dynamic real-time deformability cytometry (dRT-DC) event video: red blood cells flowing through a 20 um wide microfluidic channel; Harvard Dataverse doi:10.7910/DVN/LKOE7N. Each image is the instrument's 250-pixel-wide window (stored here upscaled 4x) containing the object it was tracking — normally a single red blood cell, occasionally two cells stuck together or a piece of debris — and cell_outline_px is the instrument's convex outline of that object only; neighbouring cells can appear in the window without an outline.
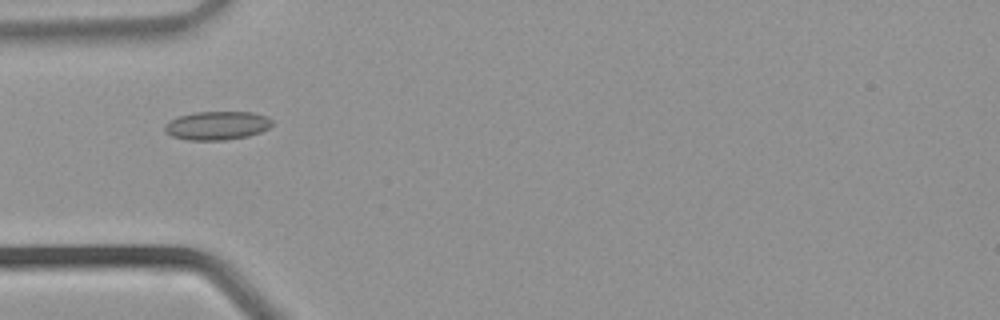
{"species": "common noctule bat (a hibernating species)", "species_latin": "Nyctalus noctula", "temperature_condition": "warm", "stored_images_in_passage": 35, "camera_frame_rate_fps": 3000, "um_per_image_px": 0.085, "animal": {"sex": "male", "body_mass_g": 21.5, "forearm_length_mm": 52.0}, "frame": {"image": 1, "passage_image": 11, "time_ms": 3.333, "image_size_px": [1000, 320], "cell_outline_px": [[272, 124], [268, 128], [260, 132], [248, 136], [224, 140], [188, 140], [172, 136], [164, 132], [164, 124], [176, 116], [196, 112], [252, 112], [264, 116], [272, 120]], "centroid_in_image_um": [18.4, 10.67], "position_along_channel_um": 66.6, "area_um2": 17.92}}
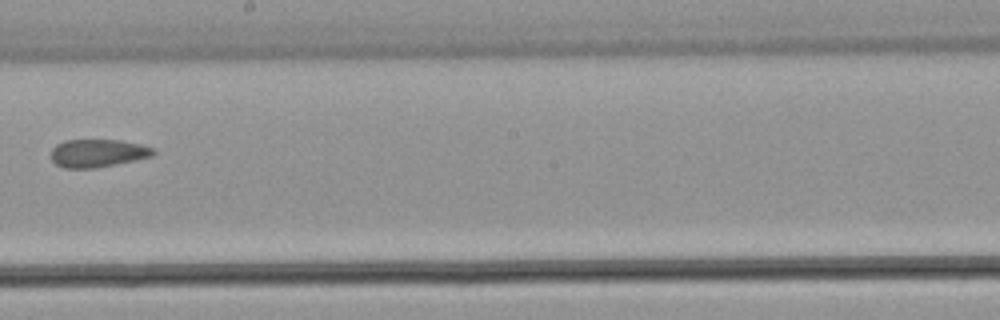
{"frame": {"image": 2, "passage_image": 20, "time_ms": 6.333, "image_size_px": [1000, 320], "cell_outline_px": [[156, 152], [152, 156], [116, 164], [96, 168], [64, 168], [56, 164], [52, 160], [52, 148], [56, 144], [64, 140], [120, 140], [140, 144], [152, 148]], "centroid_in_image_um": [8.29, 13.01], "position_along_channel_um": 239.9, "area_um2": 16.59}}
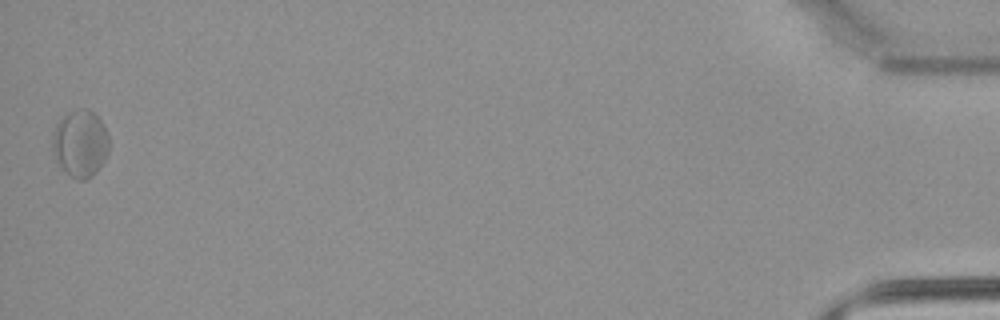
{"frame": {"image": 3, "passage_image": 35, "time_ms": 11.333, "image_size_px": [1000, 320], "cell_outline_px": [[108, 152], [104, 160], [96, 172], [92, 176], [84, 180], [76, 180], [68, 176], [56, 160], [52, 148], [52, 132], [60, 116], [68, 112], [80, 108], [88, 108], [104, 124], [108, 136]], "centroid_in_image_um": [6.79, 12.19], "position_along_channel_um": 428.4, "area_um2": 22.43}}